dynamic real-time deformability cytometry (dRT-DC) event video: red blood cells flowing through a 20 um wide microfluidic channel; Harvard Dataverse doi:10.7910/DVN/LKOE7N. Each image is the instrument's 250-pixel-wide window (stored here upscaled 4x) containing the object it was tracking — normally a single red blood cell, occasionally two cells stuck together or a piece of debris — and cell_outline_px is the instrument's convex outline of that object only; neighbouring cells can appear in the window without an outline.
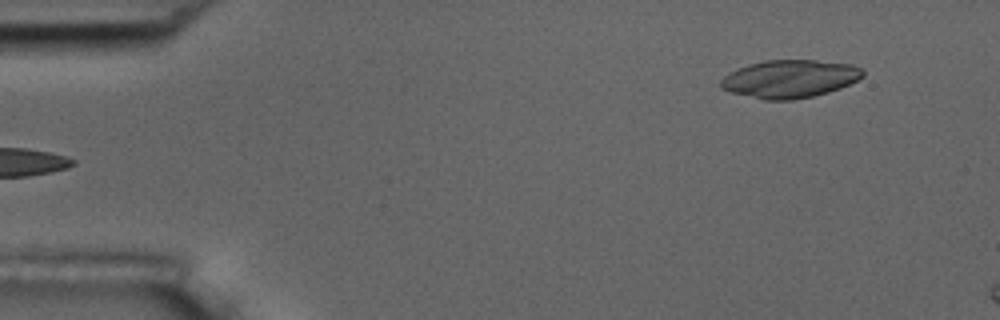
{"species": "common noctule bat (a hibernating species)", "species_latin": "Nyctalus noctula", "temperature_condition": "room temperature", "stored_images_in_passage": 5, "camera_frame_rate_fps": 3000, "um_per_image_px": 0.085, "animal": {"sex": "male", "body_mass_g": 17.5, "forearm_length_mm": 52.3}, "frame": {"image": 1, "passage_image": 5, "time_ms": 1.333, "image_size_px": [1000, 320], "cell_outline_px": [[864, 76], [840, 88], [828, 92], [812, 96], [792, 100], [764, 100], [732, 92], [720, 88], [720, 80], [728, 72], [736, 68], [748, 64], [764, 60], [816, 60], [852, 64], [864, 68]], "centroid_in_image_um": [67.12, 6.69], "position_along_channel_um": 17.9, "area_um2": 31.56}}